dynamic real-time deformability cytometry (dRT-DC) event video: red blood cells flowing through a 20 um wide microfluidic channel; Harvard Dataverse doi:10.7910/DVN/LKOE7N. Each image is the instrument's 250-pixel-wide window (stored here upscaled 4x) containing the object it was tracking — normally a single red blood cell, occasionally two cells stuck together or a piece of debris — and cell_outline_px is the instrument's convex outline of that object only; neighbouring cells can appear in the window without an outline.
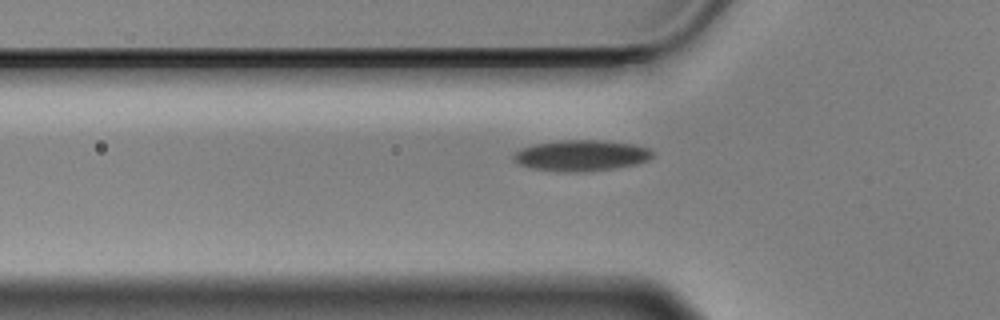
{"species": "Egyptian fruit bat (a non-hibernating species)", "species_latin": "Rousettus aegyptiacus", "temperature_condition": "cold", "stored_images_in_passage": 42, "camera_frame_rate_fps": 3000, "um_per_image_px": 0.085, "animal": {"sex": "male"}, "frame": {"image": 1, "passage_image": 11, "time_ms": 3.333, "image_size_px": [1000, 320], "cell_outline_px": [[652, 156], [648, 160], [636, 164], [616, 168], [584, 172], [564, 172], [532, 168], [520, 164], [512, 160], [512, 156], [520, 148], [532, 144], [560, 140], [600, 140], [632, 144], [652, 148]], "centroid_in_image_um": [49.39, 13.21], "position_along_channel_um": 76.4, "area_um2": 25.26}}
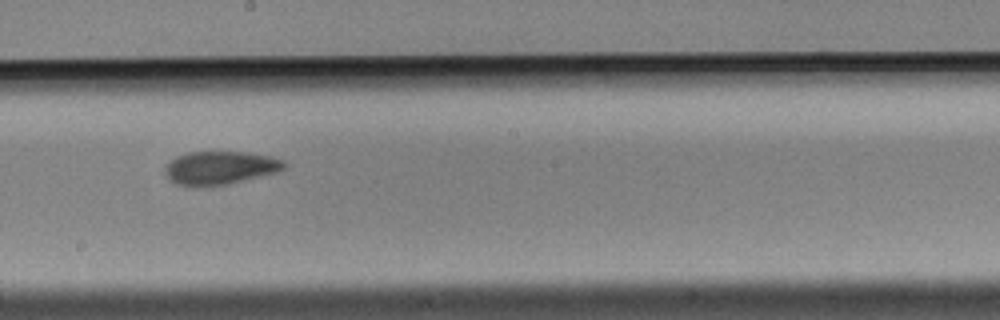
{"frame": {"image": 2, "passage_image": 24, "time_ms": 7.667, "image_size_px": [1000, 320], "cell_outline_px": [[288, 164], [284, 168], [276, 172], [212, 188], [196, 188], [176, 184], [164, 172], [164, 164], [176, 156], [188, 152], [244, 152], [268, 156], [284, 160]], "centroid_in_image_um": [18.65, 14.29], "position_along_channel_um": 229.6, "area_um2": 23.52}}
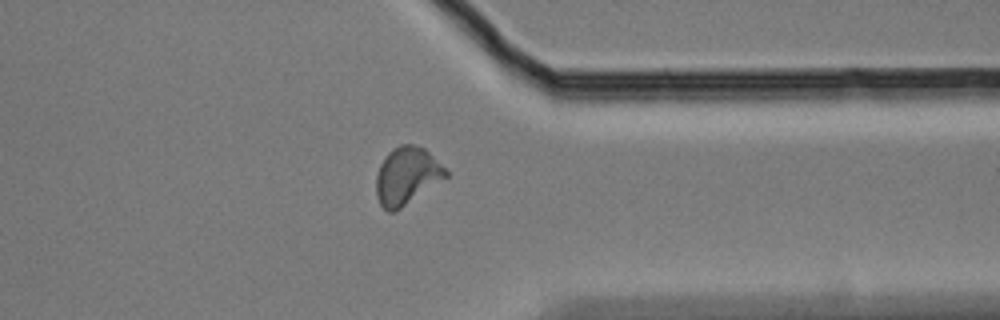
{"frame": {"image": 3, "passage_image": 37, "time_ms": 12.0, "image_size_px": [1000, 320], "cell_outline_px": [[448, 176], [400, 208], [392, 212], [388, 212], [380, 204], [376, 196], [376, 176], [380, 164], [388, 152], [392, 148], [400, 144], [412, 144], [424, 148], [448, 172]], "centroid_in_image_um": [34.54, 14.94], "position_along_channel_um": 376.9, "area_um2": 22.95}}